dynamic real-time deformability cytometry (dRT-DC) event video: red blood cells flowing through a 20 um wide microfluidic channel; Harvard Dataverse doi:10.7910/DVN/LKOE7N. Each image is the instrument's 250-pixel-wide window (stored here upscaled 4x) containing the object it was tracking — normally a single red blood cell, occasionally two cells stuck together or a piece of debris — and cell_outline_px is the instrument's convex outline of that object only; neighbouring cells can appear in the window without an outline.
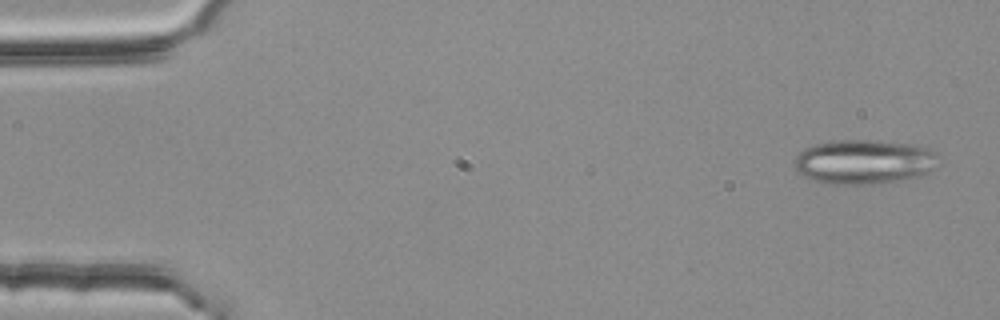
{"species": "common noctule bat (a hibernating species)", "species_latin": "Nyctalus noctula", "temperature_condition": "room temperature", "stored_images_in_passage": 53, "camera_frame_rate_fps": 3000, "um_per_image_px": 0.085, "animal": {"sex": "female", "body_mass_g": 25.1}, "frame": {"image": 1, "passage_image": 2, "time_ms": 0.333, "image_size_px": [1000, 320], "cell_outline_px": [[936, 168], [916, 176], [892, 180], [864, 184], [828, 184], [804, 176], [796, 172], [796, 156], [804, 148], [816, 144], [836, 140], [872, 140], [912, 144], [928, 148], [932, 152]], "centroid_in_image_um": [73.37, 13.73], "position_along_channel_um": 11.6, "area_um2": 36.41}}
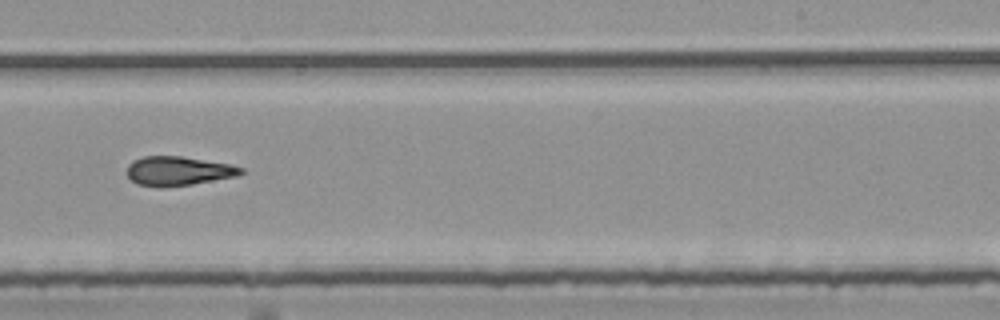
{"frame": {"image": 2, "passage_image": 33, "time_ms": 10.667, "image_size_px": [1000, 320], "cell_outline_px": [[248, 172], [236, 176], [192, 184], [164, 188], [156, 188], [136, 184], [128, 176], [128, 164], [132, 160], [144, 156], [180, 156], [232, 164], [244, 168]], "centroid_in_image_um": [15.17, 14.54], "position_along_channel_um": 273.8, "area_um2": 19.71}}
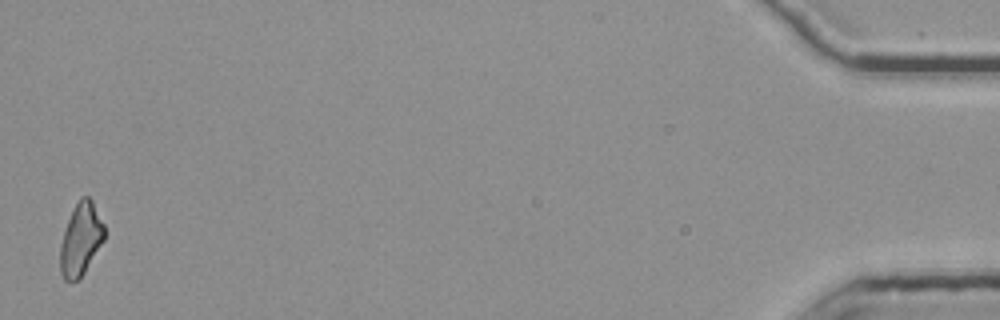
{"frame": {"image": 3, "passage_image": 53, "time_ms": 17.333, "image_size_px": [1000, 320], "cell_outline_px": [[104, 240], [80, 280], [64, 280], [60, 272], [60, 244], [68, 220], [80, 196], [88, 196], [92, 200], [104, 224]], "centroid_in_image_um": [6.87, 20.36], "position_along_channel_um": 428.3, "area_um2": 18.55}, "authors_computed_cell_mechanics": {"area_um2": 19.8254, "velocity_mm_per_s": 3.7821, "shape_relaxation_time_tau1_ms": null, "shape_relaxation_time_tau2_ms": 3.4247, "deformation_change_tau1": null, "deformation_change_tau2": 0.1426}}